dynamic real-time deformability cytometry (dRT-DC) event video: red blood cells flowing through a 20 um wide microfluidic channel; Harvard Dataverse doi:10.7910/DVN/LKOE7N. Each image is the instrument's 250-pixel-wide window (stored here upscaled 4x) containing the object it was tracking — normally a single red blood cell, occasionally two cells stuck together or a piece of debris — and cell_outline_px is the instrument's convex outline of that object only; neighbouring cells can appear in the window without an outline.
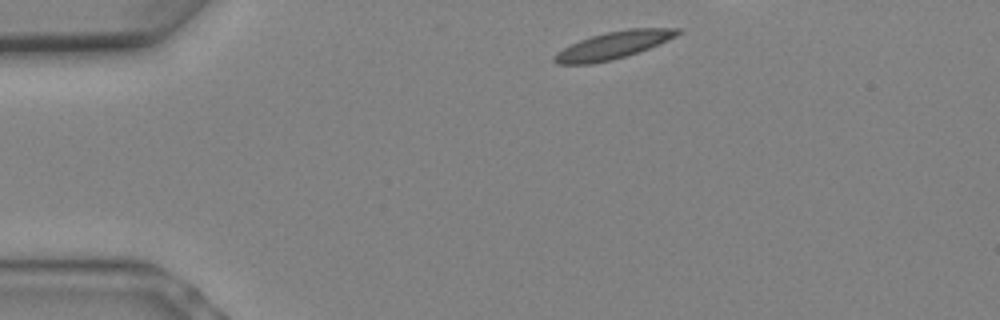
{"species": "Egyptian fruit bat (a non-hibernating species)", "species_latin": "Rousettus aegyptiacus", "temperature_condition": "warm", "stored_images_in_passage": 6, "camera_frame_rate_fps": 3000, "um_per_image_px": 0.085, "animal": {"sex": "female"}, "frame": {"image": 1, "passage_image": 1, "time_ms": 0.0, "image_size_px": [1000, 320], "cell_outline_px": [[680, 32], [676, 36], [668, 40], [648, 48], [612, 60], [592, 64], [556, 64], [552, 60], [552, 56], [556, 52], [580, 40], [592, 36], [608, 32], [628, 28], [680, 28]], "centroid_in_image_um": [52.09, 3.85], "position_along_channel_um": 32.9, "area_um2": 19.36}}